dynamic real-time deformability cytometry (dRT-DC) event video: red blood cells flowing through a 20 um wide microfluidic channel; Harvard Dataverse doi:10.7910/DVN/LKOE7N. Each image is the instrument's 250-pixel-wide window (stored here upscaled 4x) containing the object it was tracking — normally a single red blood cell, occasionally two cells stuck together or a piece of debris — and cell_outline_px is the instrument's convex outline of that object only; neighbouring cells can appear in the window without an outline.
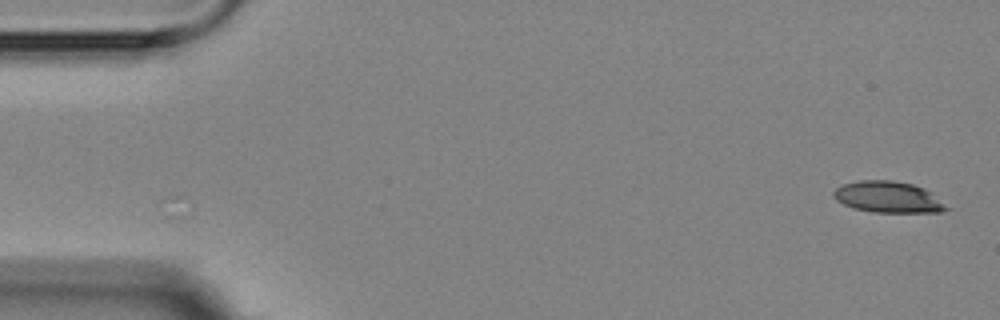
{"species": "Egyptian fruit bat (a non-hibernating species)", "species_latin": "Rousettus aegyptiacus", "temperature_condition": "room temperature", "stored_images_in_passage": 2, "camera_frame_rate_fps": 3000, "um_per_image_px": 0.085, "animal": {"sex": "female"}, "frame": {"image": 1, "passage_image": 2, "time_ms": 1.0, "image_size_px": [1000, 320], "cell_outline_px": [[948, 208], [940, 212], [872, 212], [852, 208], [836, 200], [832, 196], [832, 192], [840, 184], [860, 180], [892, 180], [912, 184], [924, 188], [932, 192]], "centroid_in_image_um": [75.43, 16.74], "position_along_channel_um": 9.6, "area_um2": 20.63}}